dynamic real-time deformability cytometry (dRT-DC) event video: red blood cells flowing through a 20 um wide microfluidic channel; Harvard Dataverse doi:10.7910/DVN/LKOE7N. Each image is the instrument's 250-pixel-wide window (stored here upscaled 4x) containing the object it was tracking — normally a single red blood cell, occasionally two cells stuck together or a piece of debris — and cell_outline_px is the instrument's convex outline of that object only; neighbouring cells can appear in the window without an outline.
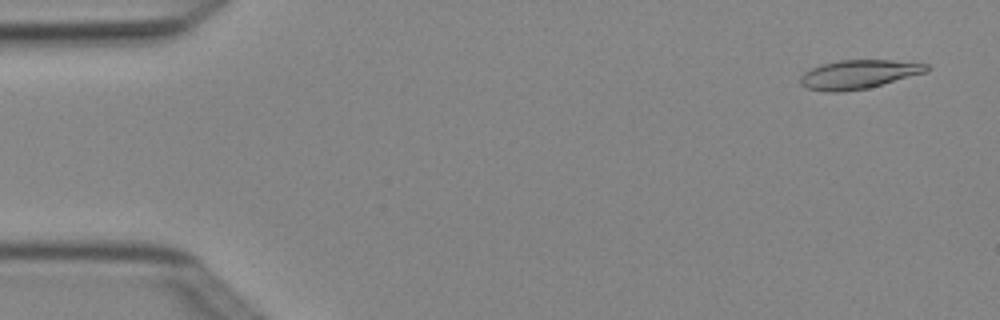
{"species": "Egyptian fruit bat (a non-hibernating species)", "species_latin": "Rousettus aegyptiacus", "temperature_condition": "cold", "stored_images_in_passage": 4, "camera_frame_rate_fps": 3000, "um_per_image_px": 0.085, "animal": {"sex": "female"}, "frame": {"image": 1, "passage_image": 1, "time_ms": 0.0, "image_size_px": [1000, 320], "cell_outline_px": [[932, 68], [928, 72], [868, 88], [840, 92], [828, 92], [808, 88], [800, 84], [800, 76], [804, 72], [820, 64], [840, 60], [892, 60], [928, 64]], "centroid_in_image_um": [73.01, 6.31], "position_along_channel_um": 12.0, "area_um2": 21.33}}
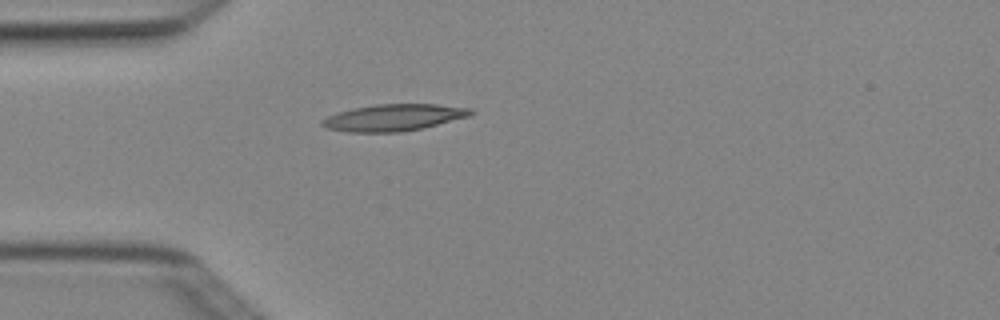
{"frame": {"image": 2, "passage_image": 4, "time_ms": 1.0, "image_size_px": [1000, 320], "cell_outline_px": [[476, 112], [468, 116], [420, 128], [400, 132], [348, 132], [328, 128], [320, 124], [320, 120], [336, 112], [352, 108], [376, 104], [436, 104], [472, 108]], "centroid_in_image_um": [33.43, 9.98], "position_along_channel_um": 51.6, "area_um2": 23.0}}